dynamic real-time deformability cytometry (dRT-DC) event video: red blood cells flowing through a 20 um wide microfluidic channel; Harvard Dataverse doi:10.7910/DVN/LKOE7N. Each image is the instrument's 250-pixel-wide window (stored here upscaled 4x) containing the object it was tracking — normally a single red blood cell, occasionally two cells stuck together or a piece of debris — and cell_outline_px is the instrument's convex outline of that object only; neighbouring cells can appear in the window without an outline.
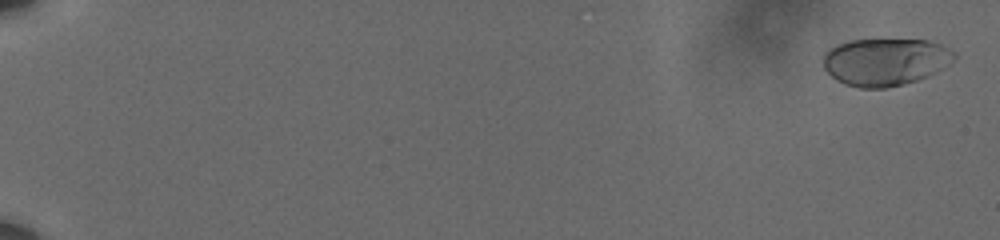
{"species": "human", "species_latin": "Homo sapiens", "temperature_condition": "cold", "stored_images_in_passage": 17, "camera_frame_rate_fps": 3000, "um_per_image_px": 0.085, "donor": {"sex": "male"}, "frame": {"image": 1, "passage_image": 2, "time_ms": 0.333, "image_size_px": [1000, 240], "cell_outline_px": [[956, 56], [948, 64], [936, 72], [928, 76], [904, 84], [888, 88], [860, 88], [844, 84], [836, 80], [824, 68], [824, 52], [828, 48], [848, 40], [928, 40], [940, 44], [956, 52]], "centroid_in_image_um": [75.23, 5.25], "position_along_channel_um": 9.8, "area_um2": 36.24}}